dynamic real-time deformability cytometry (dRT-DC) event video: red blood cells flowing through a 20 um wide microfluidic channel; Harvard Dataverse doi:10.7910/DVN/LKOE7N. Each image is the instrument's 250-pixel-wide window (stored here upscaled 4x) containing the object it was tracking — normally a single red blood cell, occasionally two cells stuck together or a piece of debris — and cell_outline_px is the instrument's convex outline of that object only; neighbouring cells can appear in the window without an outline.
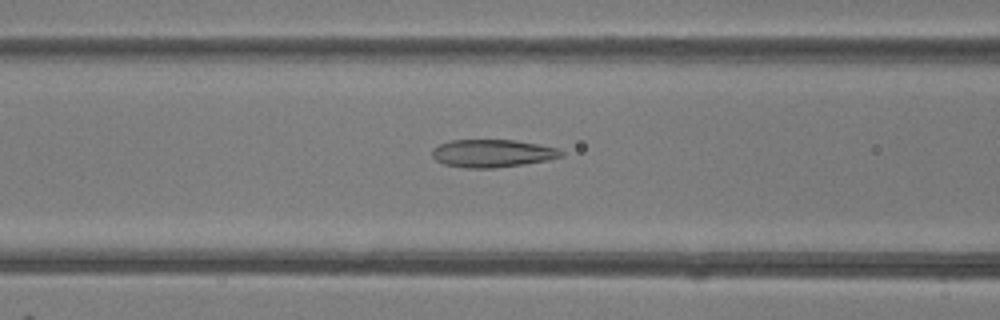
{"species": "common noctule bat (a hibernating species)", "species_latin": "Nyctalus noctula", "temperature_condition": "room temperature", "stored_images_in_passage": 49, "camera_frame_rate_fps": 3000, "um_per_image_px": 0.085, "animal": {"sex": "female"}, "frame": {"image": 1, "passage_image": 20, "time_ms": 6.333, "image_size_px": [1000, 320], "cell_outline_px": [[564, 156], [548, 160], [524, 164], [496, 168], [464, 168], [444, 164], [436, 160], [432, 156], [432, 148], [448, 140], [516, 140], [556, 148], [564, 152]], "centroid_in_image_um": [41.83, 13.04], "position_along_channel_um": 124.8, "area_um2": 20.98}}
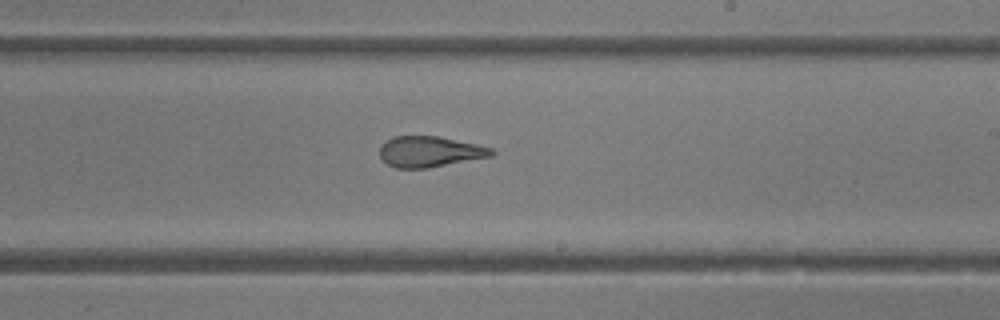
{"frame": {"image": 2, "passage_image": 29, "time_ms": 9.333, "image_size_px": [1000, 320], "cell_outline_px": [[496, 152], [492, 156], [428, 168], [396, 168], [388, 164], [380, 156], [380, 144], [392, 136], [440, 136], [476, 144], [492, 148]], "centroid_in_image_um": [36.52, 12.88], "position_along_channel_um": 252.5, "area_um2": 20.11}}
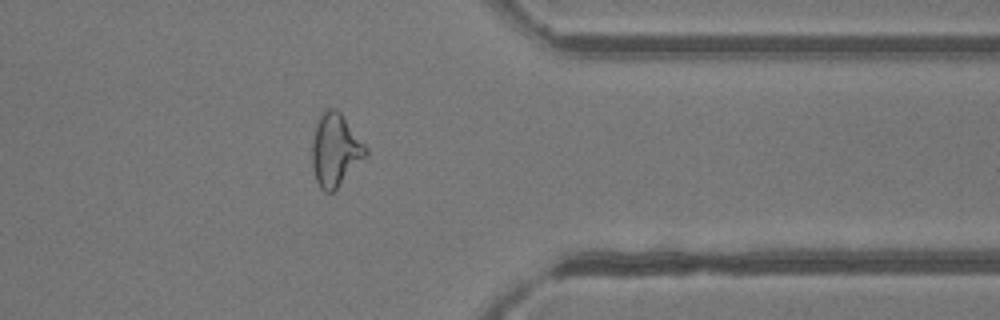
{"frame": {"image": 3, "passage_image": 39, "time_ms": 12.667, "image_size_px": [1000, 320], "cell_outline_px": [[368, 152], [336, 188], [332, 192], [324, 192], [320, 188], [316, 180], [312, 168], [312, 140], [316, 124], [324, 108], [336, 108], [340, 112], [368, 148]], "centroid_in_image_um": [28.47, 12.72], "position_along_channel_um": 382.9, "area_um2": 22.37}, "authors_computed_cell_mechanics": {"area_um2": 23.0044, "velocity_mm_per_s": 4.2573, "shape_relaxation_time_tau1_ms": 7.6816, "shape_relaxation_time_tau2_ms": 1.5854, "deformation_change_tau1": 0.2215, "deformation_change_tau2": 0.0986}}